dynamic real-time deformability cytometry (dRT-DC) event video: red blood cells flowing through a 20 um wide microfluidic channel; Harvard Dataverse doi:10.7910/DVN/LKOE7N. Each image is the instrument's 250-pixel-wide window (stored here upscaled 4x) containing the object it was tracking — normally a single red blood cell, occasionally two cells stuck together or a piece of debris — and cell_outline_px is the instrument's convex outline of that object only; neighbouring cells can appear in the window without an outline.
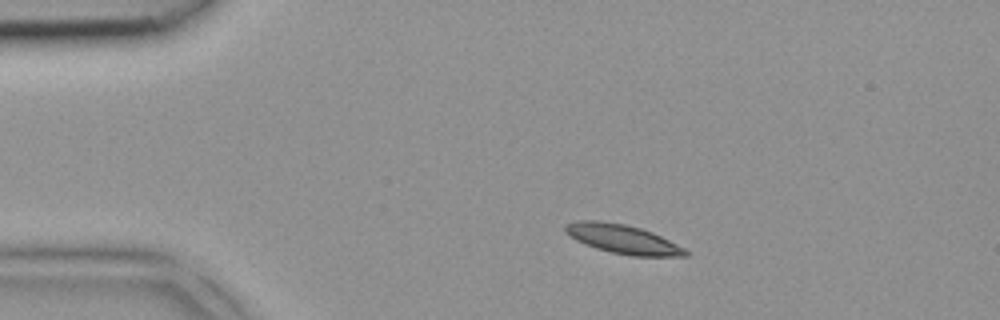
{"species": "common noctule bat (a hibernating species)", "species_latin": "Nyctalus noctula", "temperature_condition": "room temperature", "stored_images_in_passage": 2, "camera_frame_rate_fps": 3000, "um_per_image_px": 0.085, "animal": {"sex": "female", "body_mass_g": 18.4}, "frame": {"image": 1, "passage_image": 1, "time_ms": 0.0, "image_size_px": [1000, 320], "cell_outline_px": [[688, 256], [632, 256], [612, 252], [596, 248], [576, 240], [564, 232], [564, 224], [576, 220], [600, 220], [624, 224], [640, 228], [652, 232], [684, 248], [688, 252]], "centroid_in_image_um": [52.88, 20.31], "position_along_channel_um": 32.1, "area_um2": 20.23}}